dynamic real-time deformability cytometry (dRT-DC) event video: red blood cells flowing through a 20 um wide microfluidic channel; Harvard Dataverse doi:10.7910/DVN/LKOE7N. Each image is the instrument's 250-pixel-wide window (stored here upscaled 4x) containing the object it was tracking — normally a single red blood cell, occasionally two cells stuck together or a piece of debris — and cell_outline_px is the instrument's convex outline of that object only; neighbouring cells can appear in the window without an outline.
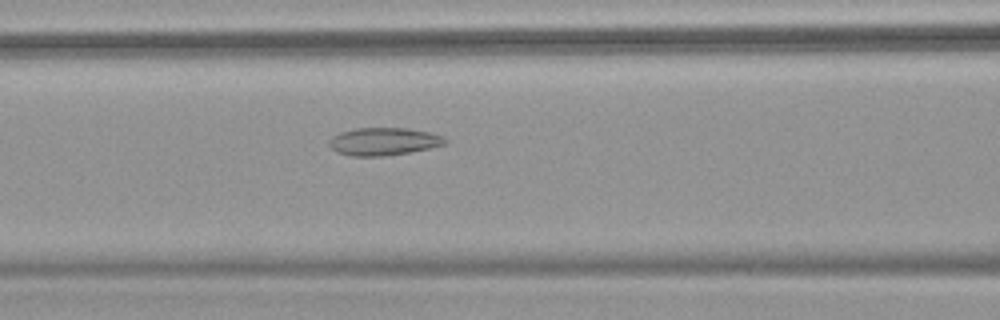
{"species": "common noctule bat (a hibernating species)", "species_latin": "Nyctalus noctula", "temperature_condition": "warm", "stored_images_in_passage": 54, "camera_frame_rate_fps": 3000, "um_per_image_px": 0.085, "animal": {"sex": "female", "body_mass_g": 18.4}, "frame": {"image": 1, "passage_image": 24, "time_ms": 7.667, "image_size_px": [1000, 320], "cell_outline_px": [[448, 144], [408, 152], [384, 156], [348, 156], [336, 152], [328, 144], [328, 140], [332, 136], [340, 132], [356, 128], [408, 128], [428, 132], [444, 136], [448, 140]], "centroid_in_image_um": [32.6, 12.02], "position_along_channel_um": 134.0, "area_um2": 18.84}}
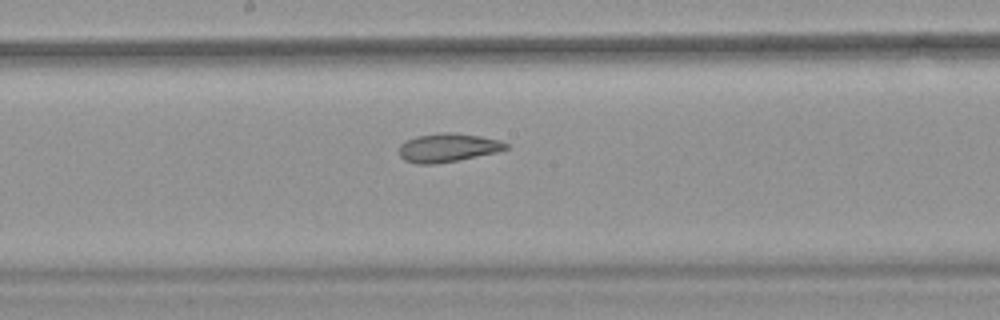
{"frame": {"image": 2, "passage_image": 30, "time_ms": 9.667, "image_size_px": [1000, 320], "cell_outline_px": [[508, 148], [496, 152], [436, 164], [416, 164], [404, 160], [400, 156], [400, 144], [404, 140], [416, 136], [440, 132], [452, 132], [480, 136], [500, 140], [508, 144]], "centroid_in_image_um": [38.03, 12.54], "position_along_channel_um": 210.2, "area_um2": 17.8}}
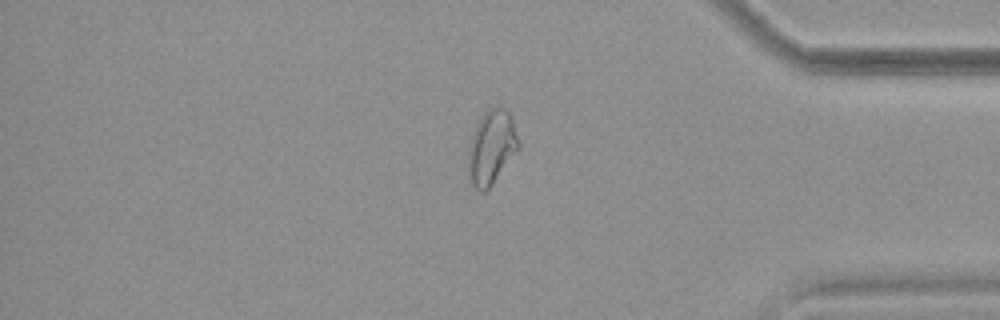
{"frame": {"image": 3, "passage_image": 46, "time_ms": 15.0, "image_size_px": [1000, 320], "cell_outline_px": [[520, 148], [492, 184], [484, 192], [480, 192], [468, 184], [468, 148], [476, 124], [480, 116], [488, 108], [504, 108], [508, 112], [512, 120], [520, 144]], "centroid_in_image_um": [41.75, 12.56], "position_along_channel_um": 393.5, "area_um2": 21.85}, "authors_computed_cell_mechanics": {"area_um2": 22.2241, "velocity_mm_per_s": 3.8309, "shape_relaxation_time_tau1_ms": null, "shape_relaxation_time_tau2_ms": 4.549, "deformation_change_tau1": null, "deformation_change_tau2": 0.1052}}